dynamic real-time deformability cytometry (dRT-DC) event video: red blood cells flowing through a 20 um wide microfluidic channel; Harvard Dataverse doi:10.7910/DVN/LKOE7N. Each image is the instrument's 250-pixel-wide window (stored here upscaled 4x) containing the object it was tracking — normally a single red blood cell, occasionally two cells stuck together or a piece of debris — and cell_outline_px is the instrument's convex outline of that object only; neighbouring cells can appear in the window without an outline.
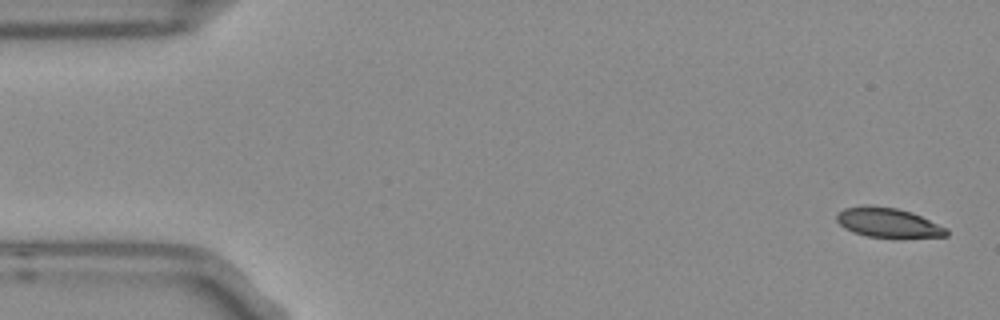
{"species": "Egyptian fruit bat (a non-hibernating species)", "species_latin": "Rousettus aegyptiacus", "temperature_condition": "room temperature", "stored_images_in_passage": 5, "camera_frame_rate_fps": 3000, "um_per_image_px": 0.085, "frame": {"image": 1, "passage_image": 1, "time_ms": 0.0, "image_size_px": [1000, 320], "cell_outline_px": [[948, 236], [868, 236], [844, 228], [836, 220], [836, 216], [844, 208], [864, 204], [868, 204], [896, 208], [912, 212], [948, 228]], "centroid_in_image_um": [75.47, 18.88], "position_along_channel_um": 9.5, "area_um2": 18.5}}